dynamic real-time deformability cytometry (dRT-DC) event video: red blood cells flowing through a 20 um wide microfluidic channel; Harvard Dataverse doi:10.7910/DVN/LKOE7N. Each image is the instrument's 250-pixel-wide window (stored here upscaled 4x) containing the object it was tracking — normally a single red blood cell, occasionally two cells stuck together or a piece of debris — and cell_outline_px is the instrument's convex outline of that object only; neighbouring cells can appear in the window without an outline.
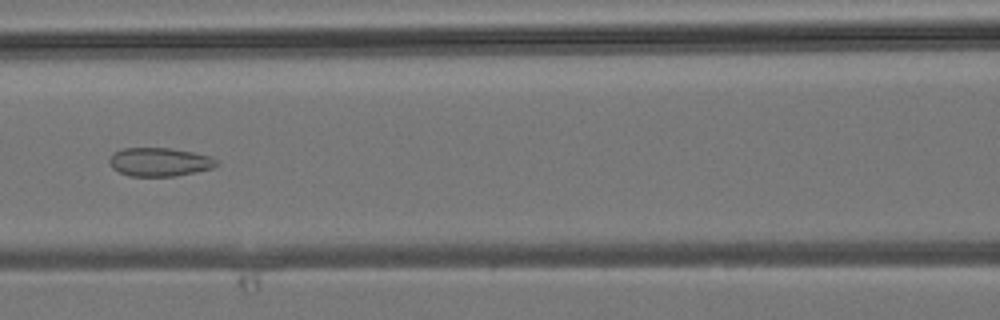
{"species": "common noctule bat (a hibernating species)", "species_latin": "Nyctalus noctula", "temperature_condition": "room temperature", "stored_images_in_passage": 43, "camera_frame_rate_fps": 3000, "um_per_image_px": 0.085, "animal": {"sex": "male", "body_mass_g": 19.2, "forearm_length_mm": 51.8}, "frame": {"image": 1, "passage_image": 19, "time_ms": 6.0, "image_size_px": [1000, 320], "cell_outline_px": [[220, 164], [212, 168], [176, 176], [128, 176], [112, 168], [108, 160], [112, 152], [124, 148], [168, 148], [192, 152], [212, 156]], "centroid_in_image_um": [13.54, 13.76], "position_along_channel_um": 153.1, "area_um2": 17.92}}
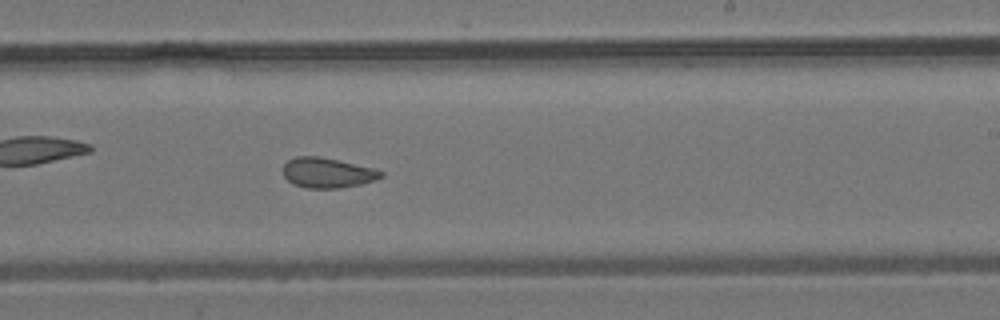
{"frame": {"image": 2, "passage_image": 26, "time_ms": 8.333, "image_size_px": [1000, 320], "cell_outline_px": [[384, 176], [376, 180], [360, 184], [340, 188], [308, 188], [292, 184], [284, 176], [284, 164], [288, 160], [296, 156], [316, 156], [376, 168], [384, 172]], "centroid_in_image_um": [27.86, 14.69], "position_along_channel_um": 261.1, "area_um2": 17.17}}
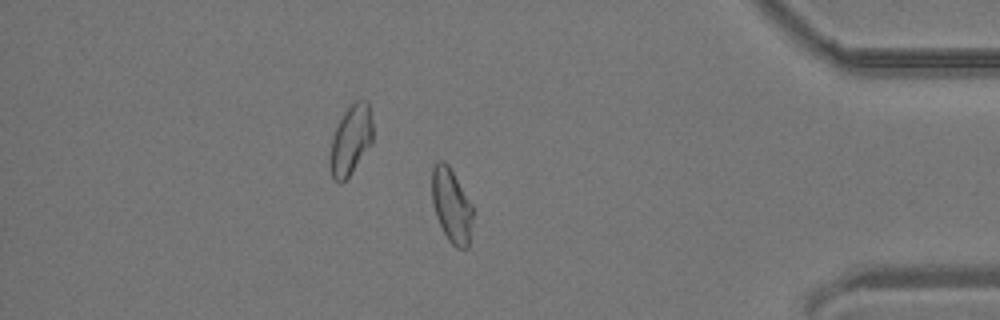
{"frame": {"image": 3, "passage_image": 37, "time_ms": 12.0, "image_size_px": [1000, 320], "cell_outline_px": [[472, 220], [468, 248], [456, 248], [448, 240], [436, 216], [432, 204], [432, 168], [436, 160], [444, 160], [448, 164], [472, 204]], "centroid_in_image_um": [38.36, 17.44], "position_along_channel_um": 396.8, "area_um2": 17.63}}